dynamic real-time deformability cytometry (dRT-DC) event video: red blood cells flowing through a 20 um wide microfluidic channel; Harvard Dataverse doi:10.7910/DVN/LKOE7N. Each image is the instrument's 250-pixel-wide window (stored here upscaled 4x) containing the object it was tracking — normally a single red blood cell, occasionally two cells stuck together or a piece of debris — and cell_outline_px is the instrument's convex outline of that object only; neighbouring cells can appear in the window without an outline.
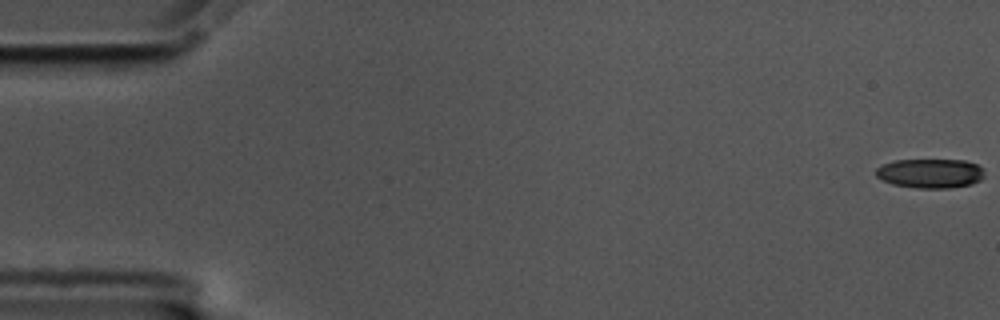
{"species": "common noctule bat (a hibernating species)", "species_latin": "Nyctalus noctula", "temperature_condition": "cold", "stored_images_in_passage": 58, "camera_frame_rate_fps": 3000, "um_per_image_px": 0.085, "animal": {"sex": "male", "body_mass_g": 17.5, "forearm_length_mm": 52.3}, "frame": {"image": 1, "passage_image": 1, "time_ms": 0.0, "image_size_px": [1000, 320], "cell_outline_px": [[984, 176], [980, 180], [972, 184], [948, 188], [916, 188], [892, 184], [876, 176], [876, 168], [884, 164], [896, 160], [964, 160], [976, 164], [984, 168]], "centroid_in_image_um": [79.1, 14.73], "position_along_channel_um": 5.9, "area_um2": 18.55}}
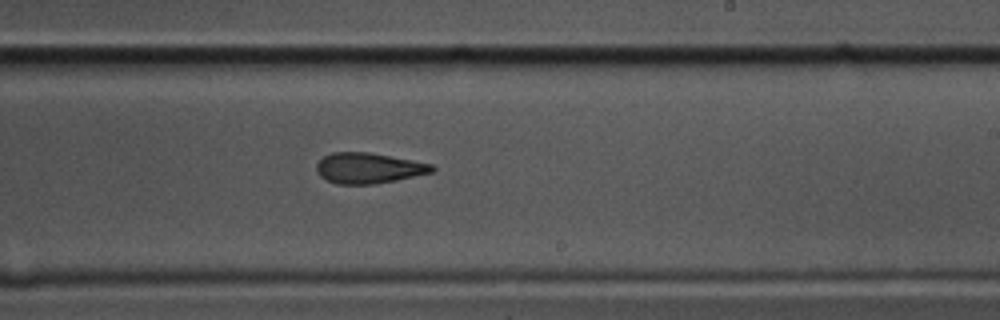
{"frame": {"image": 2, "passage_image": 35, "time_ms": 11.333, "image_size_px": [1000, 320], "cell_outline_px": [[436, 168], [432, 172], [396, 180], [372, 184], [336, 184], [320, 176], [316, 172], [316, 164], [324, 156], [332, 152], [368, 152], [412, 160], [432, 164]], "centroid_in_image_um": [31.3, 14.28], "position_along_channel_um": 257.7, "area_um2": 20.46}}
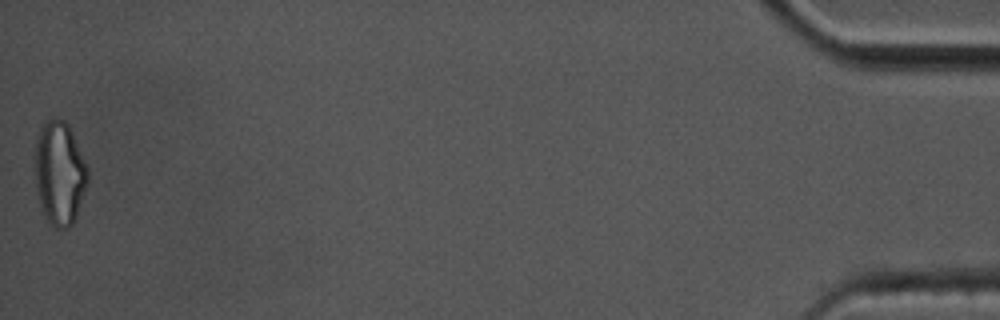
{"frame": {"image": 3, "passage_image": 58, "time_ms": 19.0, "image_size_px": [1000, 320], "cell_outline_px": [[88, 184], [76, 216], [72, 224], [68, 228], [56, 228], [40, 212], [36, 192], [32, 168], [32, 156], [40, 124], [44, 120], [56, 116], [64, 120], [68, 124], [88, 168]], "centroid_in_image_um": [4.99, 14.68], "position_along_channel_um": 430.2, "area_um2": 33.18}, "authors_computed_cell_mechanics": {"area_um2": 20.9814, "velocity_mm_per_s": 3.5166, "shape_relaxation_time_tau1_ms": 5.5477, "shape_relaxation_time_tau2_ms": 3.4975, "deformation_change_tau1": 0.1733, "deformation_change_tau2": 0.14}}